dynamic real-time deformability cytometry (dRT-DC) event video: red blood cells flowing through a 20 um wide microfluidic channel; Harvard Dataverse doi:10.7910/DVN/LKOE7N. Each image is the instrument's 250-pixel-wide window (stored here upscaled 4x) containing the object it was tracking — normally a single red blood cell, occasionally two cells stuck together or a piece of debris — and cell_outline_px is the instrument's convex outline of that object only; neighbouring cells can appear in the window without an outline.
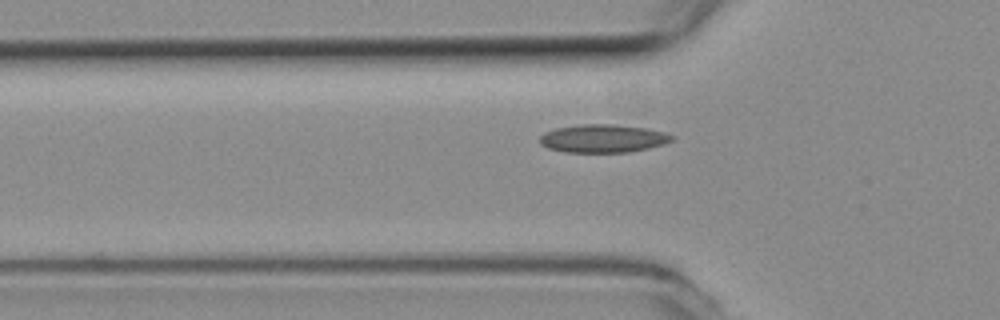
{"species": "common noctule bat (a hibernating species)", "species_latin": "Nyctalus noctula", "temperature_condition": "room temperature", "stored_images_in_passage": 33, "camera_frame_rate_fps": 3000, "um_per_image_px": 0.085, "animal": {"sex": "female", "body_mass_g": 19.3, "forearm_length_mm": 54.1}, "frame": {"image": 1, "passage_image": 3, "time_ms": 0.667, "image_size_px": [1000, 320], "cell_outline_px": [[672, 140], [664, 144], [648, 148], [628, 152], [564, 152], [548, 148], [540, 144], [540, 136], [544, 132], [556, 128], [580, 124], [612, 124], [648, 128], [664, 132], [672, 136]], "centroid_in_image_um": [51.23, 11.76], "position_along_channel_um": 74.6, "area_um2": 21.62}}
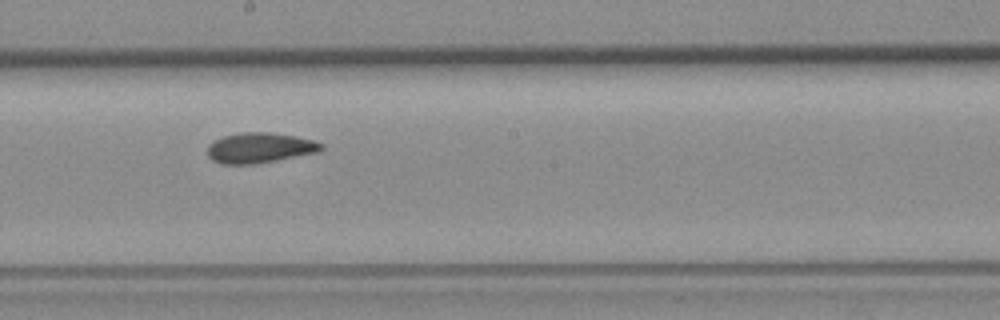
{"frame": {"image": 2, "passage_image": 15, "time_ms": 4.667, "image_size_px": [1000, 320], "cell_outline_px": [[324, 148], [316, 152], [276, 160], [252, 164], [220, 164], [212, 160], [208, 156], [208, 144], [224, 136], [240, 132], [268, 132], [296, 136], [312, 140], [324, 144]], "centroid_in_image_um": [22.05, 12.56], "position_along_channel_um": 226.1, "area_um2": 19.94}}
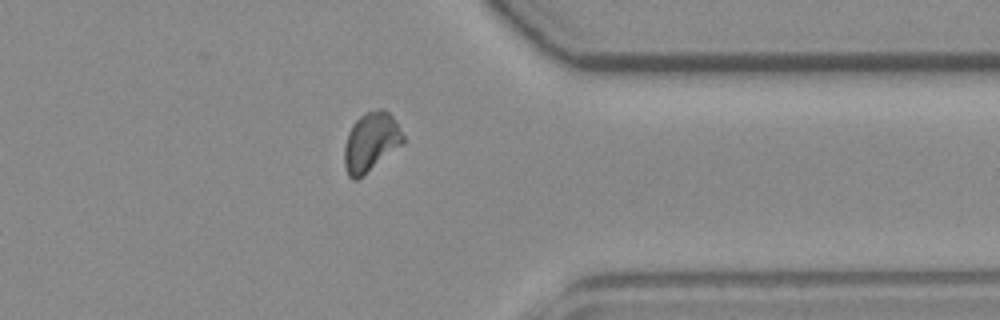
{"frame": {"image": 3, "passage_image": 28, "time_ms": 9.0, "image_size_px": [1000, 320], "cell_outline_px": [[404, 144], [356, 180], [352, 180], [348, 176], [344, 168], [344, 148], [348, 132], [352, 124], [360, 116], [368, 112], [380, 108], [384, 108], [392, 116], [404, 136]], "centroid_in_image_um": [31.51, 12.07], "position_along_channel_um": 379.9, "area_um2": 20.17}}